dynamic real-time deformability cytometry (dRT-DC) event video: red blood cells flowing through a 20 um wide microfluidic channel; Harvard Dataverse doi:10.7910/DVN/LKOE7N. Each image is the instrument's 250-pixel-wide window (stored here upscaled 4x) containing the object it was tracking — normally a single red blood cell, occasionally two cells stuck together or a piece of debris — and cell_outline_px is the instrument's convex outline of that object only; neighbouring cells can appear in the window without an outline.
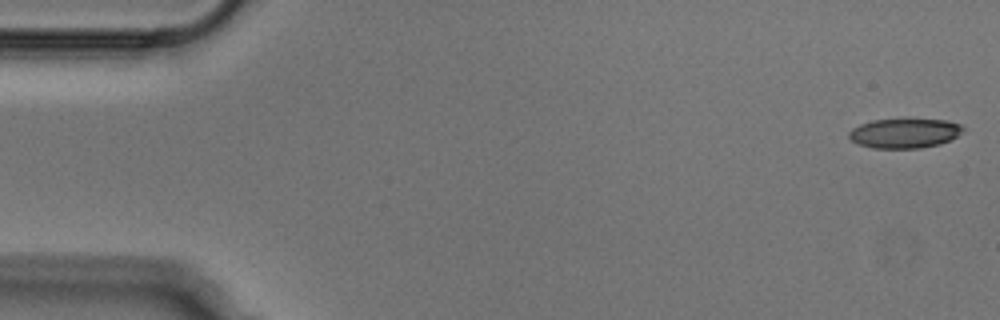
{"species": "Egyptian fruit bat (a non-hibernating species)", "species_latin": "Rousettus aegyptiacus", "temperature_condition": "cold", "stored_images_in_passage": 51, "camera_frame_rate_fps": 3000, "um_per_image_px": 0.085, "animal": {"sex": "male"}, "frame": {"image": 1, "passage_image": 1, "time_ms": 0.0, "image_size_px": [1000, 320], "cell_outline_px": [[964, 128], [956, 136], [940, 144], [920, 148], [872, 148], [860, 144], [852, 140], [848, 136], [848, 132], [852, 128], [860, 124], [872, 120], [908, 116], [948, 120], [960, 124]], "centroid_in_image_um": [76.88, 11.26], "position_along_channel_um": 8.1, "area_um2": 20.46}}
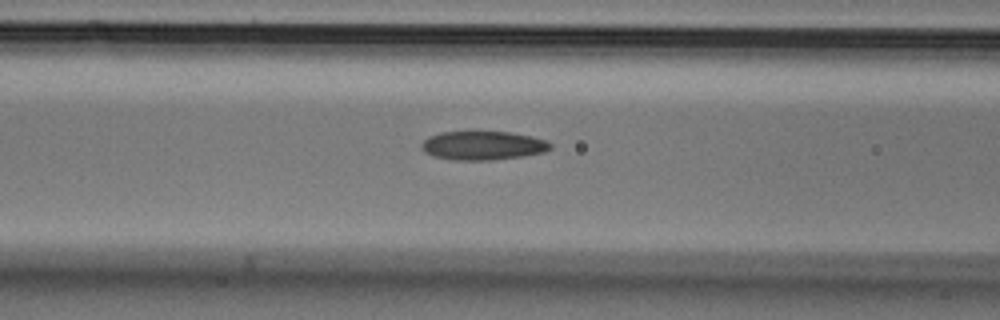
{"frame": {"image": 2, "passage_image": 20, "time_ms": 6.333, "image_size_px": [1000, 320], "cell_outline_px": [[552, 148], [544, 152], [524, 156], [492, 160], [452, 160], [432, 156], [424, 152], [420, 148], [420, 144], [428, 136], [440, 132], [508, 132], [532, 136], [544, 140], [552, 144]], "centroid_in_image_um": [41.01, 12.38], "position_along_channel_um": 125.6, "area_um2": 21.79}}
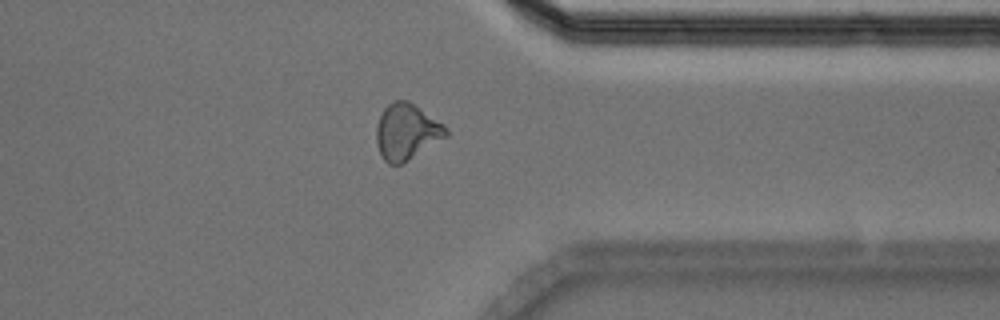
{"frame": {"image": 3, "passage_image": 40, "time_ms": 13.0, "image_size_px": [1000, 320], "cell_outline_px": [[448, 136], [408, 160], [400, 164], [388, 164], [380, 156], [376, 144], [376, 128], [380, 116], [384, 108], [392, 100], [408, 100], [444, 124], [448, 128]], "centroid_in_image_um": [34.55, 11.2], "position_along_channel_um": 376.8, "area_um2": 22.83}}